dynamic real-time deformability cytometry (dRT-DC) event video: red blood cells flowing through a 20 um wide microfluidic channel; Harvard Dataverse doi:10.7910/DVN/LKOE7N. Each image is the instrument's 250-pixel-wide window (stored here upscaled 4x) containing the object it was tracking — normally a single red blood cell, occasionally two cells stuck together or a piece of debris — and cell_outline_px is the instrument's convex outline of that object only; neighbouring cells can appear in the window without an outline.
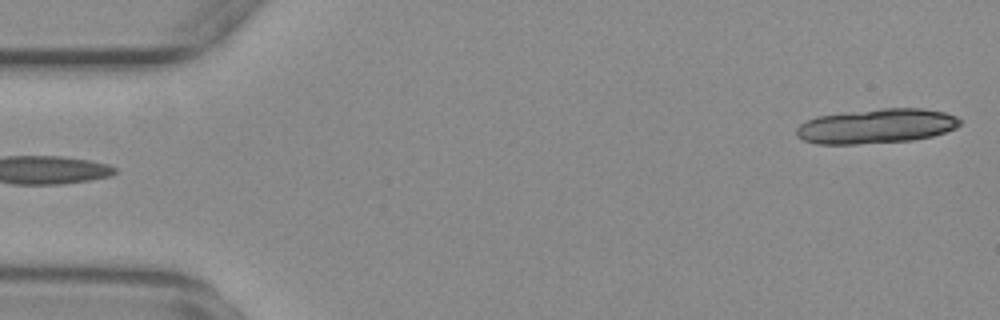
{"species": "common noctule bat (a hibernating species)", "species_latin": "Nyctalus noctula", "temperature_condition": "warm", "stored_images_in_passage": 9, "camera_frame_rate_fps": 3000, "um_per_image_px": 0.085, "animal": {"sex": "female", "body_mass_g": 29.2, "forearm_length_mm": 56.3}, "frame": {"image": 1, "passage_image": 1, "time_ms": 0.0, "image_size_px": [1000, 320], "cell_outline_px": [[960, 124], [956, 128], [932, 136], [912, 140], [856, 144], [816, 144], [804, 140], [796, 136], [796, 128], [800, 124], [816, 116], [880, 108], [924, 108], [944, 112], [956, 116], [960, 120]], "centroid_in_image_um": [74.48, 10.72], "position_along_channel_um": 10.5, "area_um2": 33.0}}